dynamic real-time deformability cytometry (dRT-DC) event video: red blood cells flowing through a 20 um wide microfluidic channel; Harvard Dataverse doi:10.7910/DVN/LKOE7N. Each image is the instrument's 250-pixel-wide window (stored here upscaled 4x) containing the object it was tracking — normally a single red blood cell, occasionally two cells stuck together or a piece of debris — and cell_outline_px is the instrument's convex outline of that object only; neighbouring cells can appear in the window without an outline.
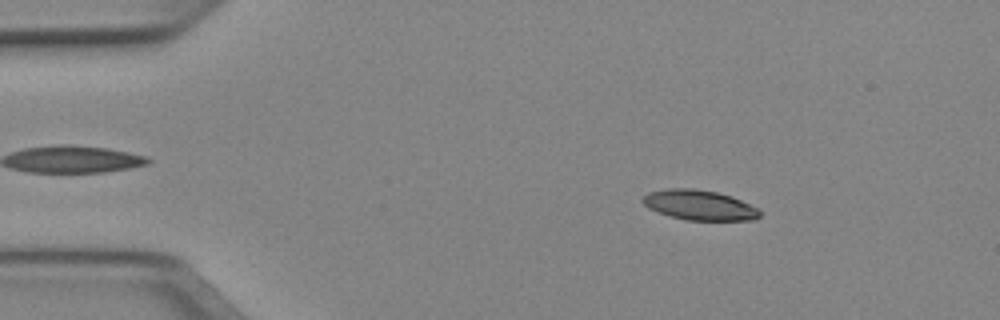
{"species": "Egyptian fruit bat (a non-hibernating species)", "species_latin": "Rousettus aegyptiacus", "temperature_condition": "cold", "stored_images_in_passage": 50, "camera_frame_rate_fps": 3000, "um_per_image_px": 0.085, "animal": {"sex": "female"}, "frame": {"image": 1, "passage_image": 7, "time_ms": 2.0, "image_size_px": [1000, 320], "cell_outline_px": [[760, 216], [756, 220], [688, 220], [668, 216], [656, 212], [648, 208], [640, 200], [648, 192], [668, 188], [692, 188], [716, 192], [732, 196], [760, 208]], "centroid_in_image_um": [59.45, 17.43], "position_along_channel_um": 25.6, "area_um2": 20.75}}
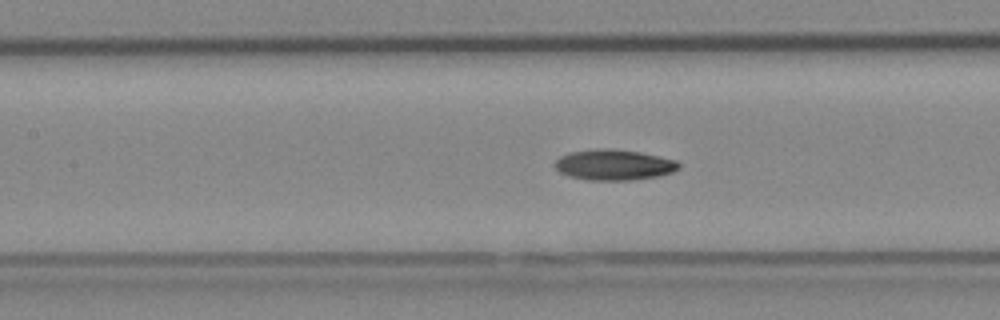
{"frame": {"image": 2, "passage_image": 22, "time_ms": 7.0, "image_size_px": [1000, 320], "cell_outline_px": [[680, 168], [672, 172], [660, 176], [632, 180], [588, 180], [568, 176], [560, 172], [552, 164], [560, 156], [568, 152], [596, 148], [612, 148], [640, 152], [676, 160], [680, 164]], "centroid_in_image_um": [52.16, 14.0], "position_along_channel_um": 155.2, "area_um2": 22.43}}
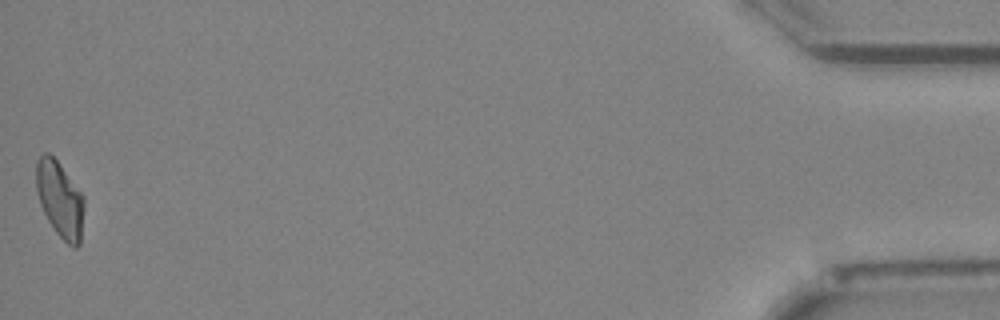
{"frame": {"image": 3, "passage_image": 50, "time_ms": 16.333, "image_size_px": [1000, 320], "cell_outline_px": [[84, 208], [80, 244], [76, 248], [72, 248], [56, 232], [48, 220], [40, 204], [36, 192], [36, 160], [44, 152], [48, 152], [56, 160], [84, 196]], "centroid_in_image_um": [5.09, 16.95], "position_along_channel_um": 430.1, "area_um2": 21.15}, "authors_computed_cell_mechanics": {"area_um2": 21.1837, "velocity_mm_per_s": 3.9703, "shape_relaxation_time_tau1_ms": 7.3962, "shape_relaxation_time_tau2_ms": 8.427, "deformation_change_tau1": 0.1718, "deformation_change_tau2": 0.1562}}